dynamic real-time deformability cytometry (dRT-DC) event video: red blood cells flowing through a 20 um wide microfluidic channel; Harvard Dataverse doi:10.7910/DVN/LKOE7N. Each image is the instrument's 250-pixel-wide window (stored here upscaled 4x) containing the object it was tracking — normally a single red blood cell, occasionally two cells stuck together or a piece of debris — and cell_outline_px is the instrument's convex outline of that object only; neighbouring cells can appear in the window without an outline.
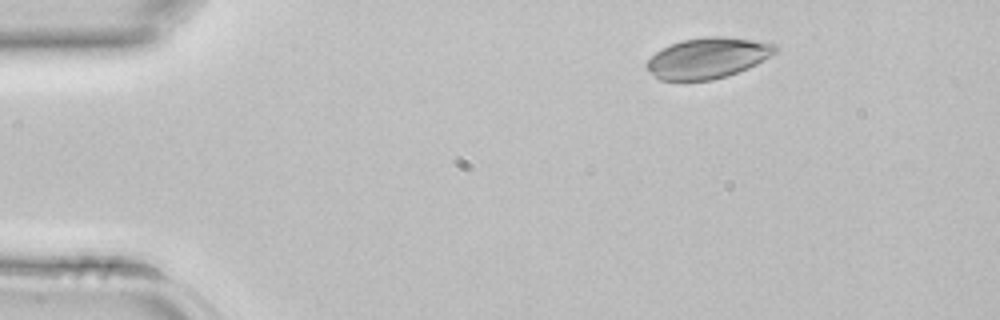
{"species": "common noctule bat (a hibernating species)", "species_latin": "Nyctalus noctula", "temperature_condition": "room temperature", "stored_images_in_passage": 3, "camera_frame_rate_fps": 3000, "um_per_image_px": 0.085, "animal": {"sex": "female", "body_mass_g": 22.7, "forearm_length_mm": 54.2}, "frame": {"image": 1, "passage_image": 1, "time_ms": 0.0, "image_size_px": [1000, 320], "cell_outline_px": [[776, 52], [764, 60], [748, 68], [728, 76], [712, 80], [660, 80], [644, 64], [656, 52], [680, 40], [704, 36], [724, 36], [752, 40], [776, 44]], "centroid_in_image_um": [60.17, 4.92], "position_along_channel_um": 24.8, "area_um2": 30.29}}
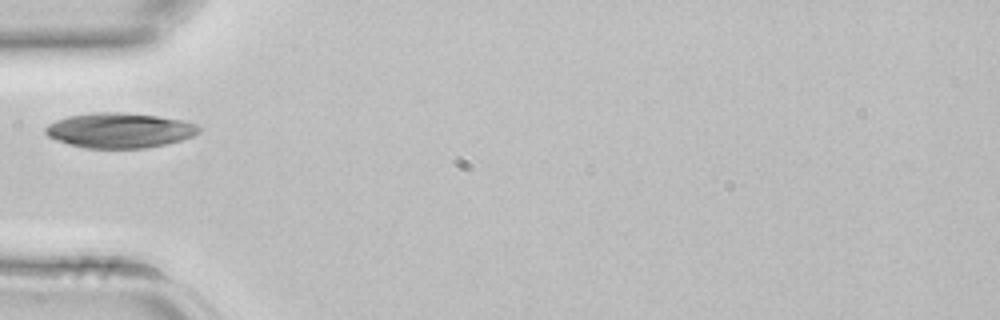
{"frame": {"image": 2, "passage_image": 3, "time_ms": 0.667, "image_size_px": [1000, 320], "cell_outline_px": [[200, 132], [192, 136], [180, 140], [164, 144], [144, 148], [84, 148], [68, 144], [56, 140], [48, 136], [44, 132], [44, 128], [48, 124], [56, 120], [68, 116], [96, 112], [124, 112], [156, 116], [184, 120], [196, 124], [200, 128]], "centroid_in_image_um": [10.13, 11.07], "position_along_channel_um": 74.9, "area_um2": 31.33}}